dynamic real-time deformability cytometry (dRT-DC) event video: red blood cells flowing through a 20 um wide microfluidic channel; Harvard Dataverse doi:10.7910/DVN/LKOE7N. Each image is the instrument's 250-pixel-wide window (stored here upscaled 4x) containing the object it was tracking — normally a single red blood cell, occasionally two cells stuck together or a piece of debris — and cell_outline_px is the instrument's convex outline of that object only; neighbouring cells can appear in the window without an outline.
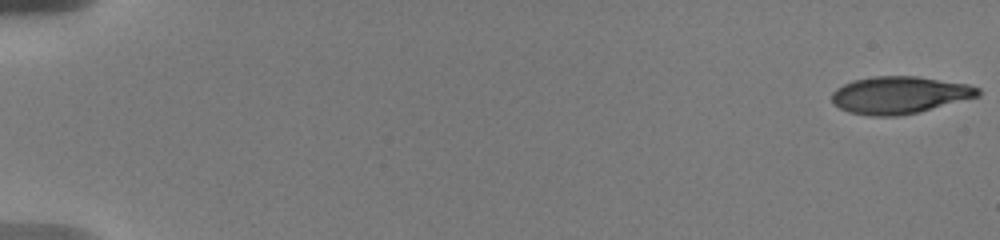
{"species": "human", "species_latin": "Homo sapiens", "temperature_condition": "warm", "stored_images_in_passage": 29, "camera_frame_rate_fps": 3000, "um_per_image_px": 0.085, "donor": {"sex": "male"}, "frame": {"image": 1, "passage_image": 1, "time_ms": 0.0, "image_size_px": [1000, 240], "cell_outline_px": [[980, 96], [920, 112], [896, 116], [868, 116], [848, 112], [832, 104], [832, 92], [836, 88], [852, 80], [872, 76], [916, 76], [968, 84], [980, 88]], "centroid_in_image_um": [76.44, 8.08], "position_along_channel_um": 8.6, "area_um2": 32.02}}
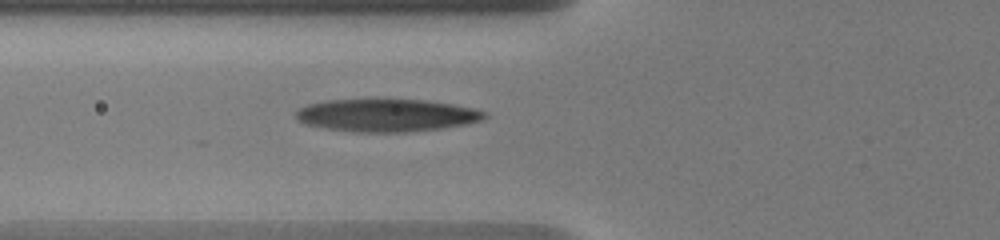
{"frame": {"image": 2, "passage_image": 21, "time_ms": 7.333, "image_size_px": [1000, 240], "cell_outline_px": [[488, 116], [484, 120], [468, 124], [444, 128], [404, 132], [356, 132], [328, 128], [304, 124], [296, 120], [296, 108], [308, 104], [324, 100], [424, 100], [452, 104], [472, 108], [488, 112]], "centroid_in_image_um": [32.87, 9.8], "position_along_channel_um": 92.9, "area_um2": 36.01}}
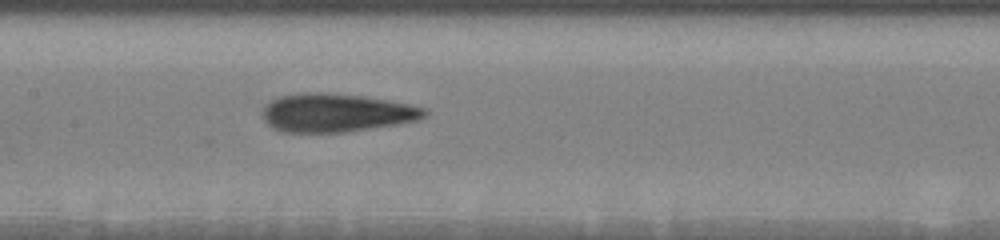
{"frame": {"image": 3, "passage_image": 29, "time_ms": 9.667, "image_size_px": [1000, 240], "cell_outline_px": [[428, 112], [424, 116], [416, 120], [400, 124], [344, 132], [284, 132], [272, 128], [260, 116], [260, 112], [272, 100], [280, 96], [304, 92], [324, 92], [364, 96], [388, 100], [428, 108]], "centroid_in_image_um": [28.57, 9.58], "position_along_channel_um": 178.8, "area_um2": 36.41}}